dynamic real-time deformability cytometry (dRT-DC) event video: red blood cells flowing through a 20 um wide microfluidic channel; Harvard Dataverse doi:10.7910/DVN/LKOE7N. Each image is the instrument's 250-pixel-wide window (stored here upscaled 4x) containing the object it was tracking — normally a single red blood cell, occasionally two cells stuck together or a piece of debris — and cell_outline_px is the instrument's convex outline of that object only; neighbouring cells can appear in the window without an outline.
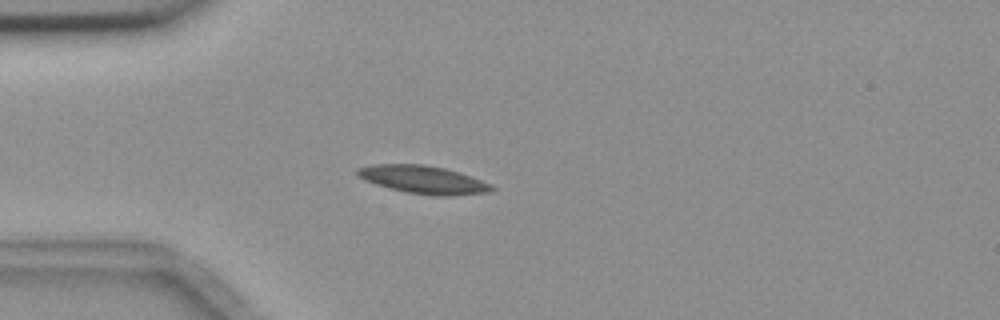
{"species": "common noctule bat (a hibernating species)", "species_latin": "Nyctalus noctula", "temperature_condition": "room temperature", "stored_images_in_passage": 6, "camera_frame_rate_fps": 3000, "um_per_image_px": 0.085, "animal": {"sex": "female", "body_mass_g": 18.4}, "frame": {"image": 1, "passage_image": 3, "time_ms": 3.333, "image_size_px": [1000, 320], "cell_outline_px": [[496, 188], [492, 192], [452, 196], [436, 196], [408, 192], [376, 184], [364, 180], [356, 172], [356, 168], [372, 164], [424, 164], [444, 168], [492, 184]], "centroid_in_image_um": [36.0, 15.27], "position_along_channel_um": 49.0, "area_um2": 21.68}}
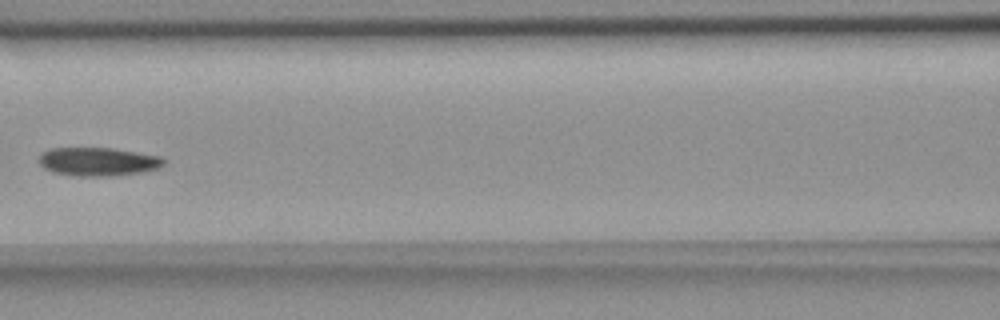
{"frame": {"image": 2, "passage_image": 6, "time_ms": 6.667, "image_size_px": [1000, 320], "cell_outline_px": [[168, 160], [160, 168], [140, 172], [112, 176], [72, 176], [52, 172], [44, 168], [36, 160], [40, 152], [52, 148], [112, 148], [160, 156]], "centroid_in_image_um": [8.3, 13.74], "position_along_channel_um": 158.3, "area_um2": 21.04}}